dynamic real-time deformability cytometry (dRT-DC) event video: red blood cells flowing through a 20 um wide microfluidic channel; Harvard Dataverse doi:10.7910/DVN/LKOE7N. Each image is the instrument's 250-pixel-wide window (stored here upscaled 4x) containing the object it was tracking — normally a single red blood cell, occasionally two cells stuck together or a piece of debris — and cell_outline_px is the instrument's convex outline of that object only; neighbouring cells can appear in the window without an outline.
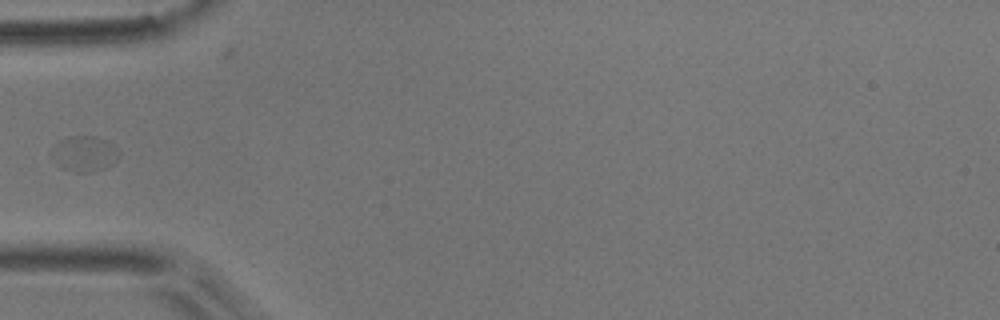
{"species": "common noctule bat (a hibernating species)", "species_latin": "Nyctalus noctula", "temperature_condition": "room temperature", "stored_images_in_passage": 4, "camera_frame_rate_fps": 3000, "um_per_image_px": 0.085, "animal": {"sex": "male", "body_mass_g": 17.9}, "frame": {"image": 1, "passage_image": 4, "time_ms": 1.0, "image_size_px": [1000, 320], "cell_outline_px": [[120, 156], [112, 164], [104, 168], [92, 172], [76, 172], [60, 168], [52, 160], [48, 152], [60, 140], [68, 136], [96, 136], [112, 144], [120, 152]], "centroid_in_image_um": [7.12, 13.07], "position_along_channel_um": 77.9, "area_um2": 14.22}}